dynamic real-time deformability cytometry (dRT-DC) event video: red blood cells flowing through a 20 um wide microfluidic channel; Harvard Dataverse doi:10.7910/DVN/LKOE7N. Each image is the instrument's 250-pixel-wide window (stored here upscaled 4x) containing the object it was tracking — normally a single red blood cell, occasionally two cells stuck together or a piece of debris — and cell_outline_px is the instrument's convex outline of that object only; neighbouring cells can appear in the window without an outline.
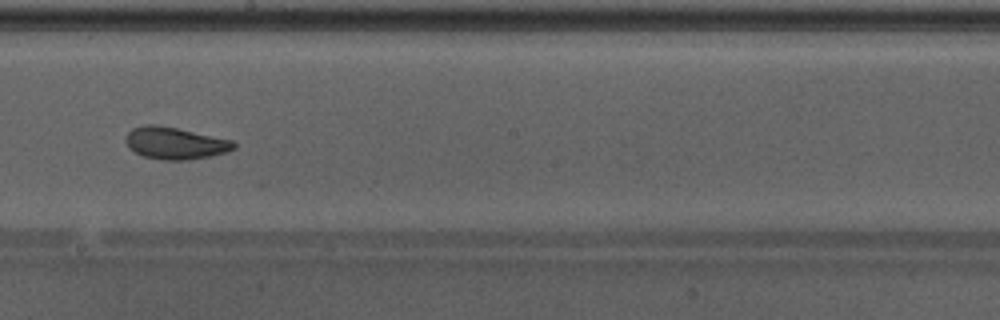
{"species": "Egyptian fruit bat (a non-hibernating species)", "species_latin": "Rousettus aegyptiacus", "temperature_condition": "warm", "stored_images_in_passage": 48, "camera_frame_rate_fps": 3000, "um_per_image_px": 0.085, "animal": {"sex": "male"}, "frame": {"image": 1, "passage_image": 28, "time_ms": 9.0, "image_size_px": [1000, 320], "cell_outline_px": [[236, 148], [228, 152], [188, 160], [164, 160], [144, 156], [128, 148], [124, 140], [128, 132], [132, 128], [144, 124], [156, 124], [176, 128], [232, 140], [236, 144]], "centroid_in_image_um": [14.86, 12.16], "position_along_channel_um": 233.3, "area_um2": 20.17}, "authors_computed_cell_mechanics": {"area_um2": 21.097, "velocity_mm_per_s": 4.2785, "shape_relaxation_time_tau1_ms": 4.7583, "shape_relaxation_time_tau2_ms": 1.3369, "deformation_change_tau1": 0.1379, "deformation_change_tau2": 0.0644}}